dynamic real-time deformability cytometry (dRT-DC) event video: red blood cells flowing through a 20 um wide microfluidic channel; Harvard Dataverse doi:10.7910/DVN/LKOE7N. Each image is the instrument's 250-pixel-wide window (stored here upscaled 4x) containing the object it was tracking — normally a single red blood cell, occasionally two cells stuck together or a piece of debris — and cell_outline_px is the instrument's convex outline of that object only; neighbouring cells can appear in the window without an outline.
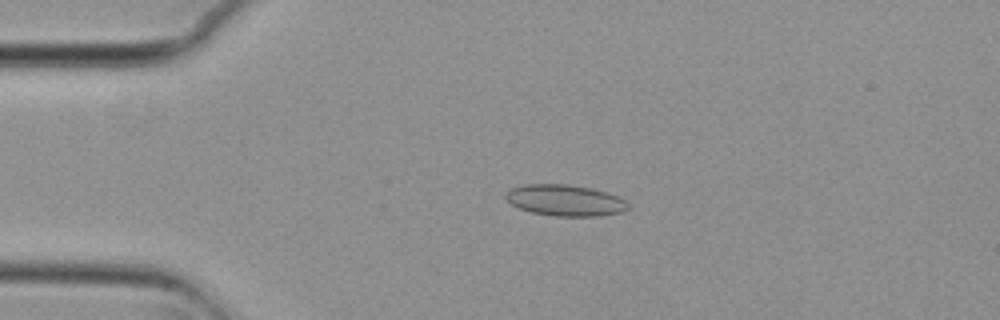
{"species": "common noctule bat (a hibernating species)", "species_latin": "Nyctalus noctula", "temperature_condition": "cold", "stored_images_in_passage": 55, "camera_frame_rate_fps": 3000, "um_per_image_px": 0.085, "animal": {"sex": "female", "body_mass_g": 29.2, "forearm_length_mm": 56.3}, "frame": {"image": 1, "passage_image": 12, "time_ms": 3.667, "image_size_px": [1000, 320], "cell_outline_px": [[628, 208], [624, 212], [600, 216], [556, 216], [532, 212], [520, 208], [512, 204], [504, 196], [504, 192], [512, 188], [524, 184], [568, 184], [592, 188], [608, 192], [624, 200], [628, 204]], "centroid_in_image_um": [48.04, 17.02], "position_along_channel_um": 37.0, "area_um2": 22.31}}
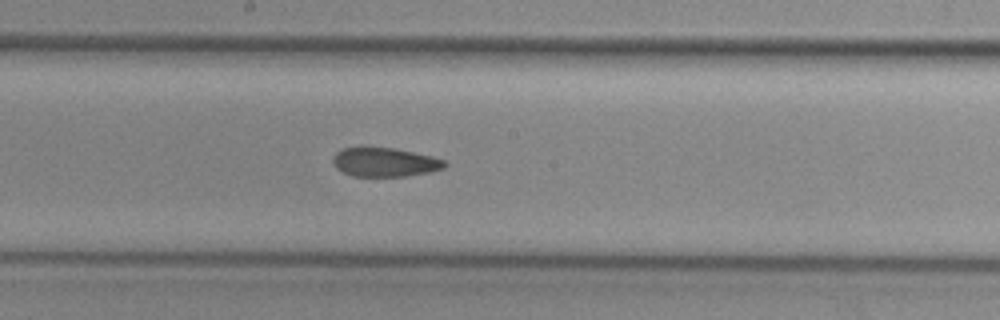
{"frame": {"image": 2, "passage_image": 29, "time_ms": 9.333, "image_size_px": [1000, 320], "cell_outline_px": [[448, 164], [444, 168], [428, 172], [404, 176], [352, 176], [336, 168], [332, 160], [332, 156], [336, 152], [344, 148], [360, 144], [396, 148], [432, 156], [444, 160]], "centroid_in_image_um": [32.65, 13.73], "position_along_channel_um": 215.6, "area_um2": 19.48}}
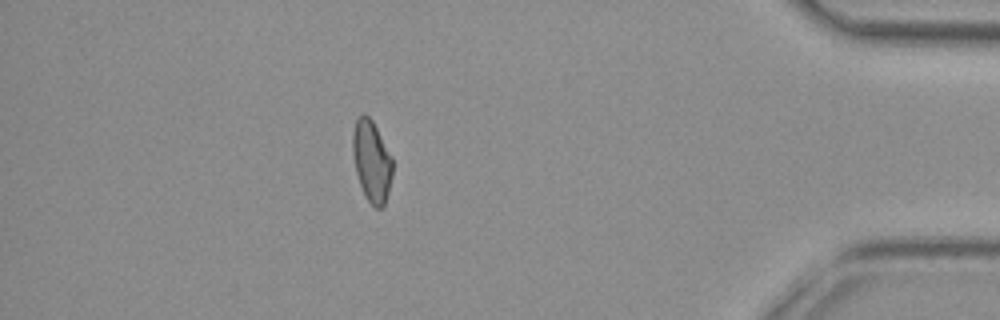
{"frame": {"image": 3, "passage_image": 48, "time_ms": 15.667, "image_size_px": [1000, 320], "cell_outline_px": [[392, 176], [384, 208], [376, 208], [368, 200], [360, 184], [356, 172], [352, 152], [352, 132], [356, 120], [364, 112], [372, 120], [392, 156]], "centroid_in_image_um": [31.59, 13.68], "position_along_channel_um": 403.6, "area_um2": 18.84}, "authors_computed_cell_mechanics": {"area_um2": 19.941, "velocity_mm_per_s": 3.7398, "shape_relaxation_time_tau1_ms": null, "shape_relaxation_time_tau2_ms": 3.3469, "deformation_change_tau1": null, "deformation_change_tau2": 0.0898}}